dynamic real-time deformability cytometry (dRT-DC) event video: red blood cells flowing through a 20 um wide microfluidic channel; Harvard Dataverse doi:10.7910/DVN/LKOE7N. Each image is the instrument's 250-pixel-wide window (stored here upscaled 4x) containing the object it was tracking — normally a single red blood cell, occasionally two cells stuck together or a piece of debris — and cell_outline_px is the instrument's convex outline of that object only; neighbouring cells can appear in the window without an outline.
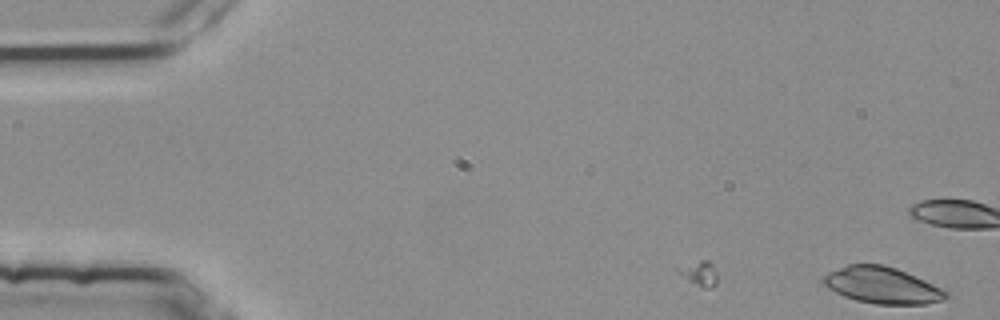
{"species": "common noctule bat (a hibernating species)", "species_latin": "Nyctalus noctula", "temperature_condition": "room temperature", "stored_images_in_passage": 3, "camera_frame_rate_fps": 3000, "um_per_image_px": 0.085, "animal": {"sex": "female", "body_mass_g": 25.1}, "frame": {"image": 1, "passage_image": 3, "time_ms": 0.667, "image_size_px": [1000, 320], "cell_outline_px": [[948, 296], [944, 300], [924, 304], [876, 304], [856, 300], [844, 296], [828, 288], [820, 280], [828, 272], [848, 264], [884, 264], [896, 268], [924, 280], [948, 292]], "centroid_in_image_um": [74.96, 24.25], "position_along_channel_um": 10.0, "area_um2": 25.89}}